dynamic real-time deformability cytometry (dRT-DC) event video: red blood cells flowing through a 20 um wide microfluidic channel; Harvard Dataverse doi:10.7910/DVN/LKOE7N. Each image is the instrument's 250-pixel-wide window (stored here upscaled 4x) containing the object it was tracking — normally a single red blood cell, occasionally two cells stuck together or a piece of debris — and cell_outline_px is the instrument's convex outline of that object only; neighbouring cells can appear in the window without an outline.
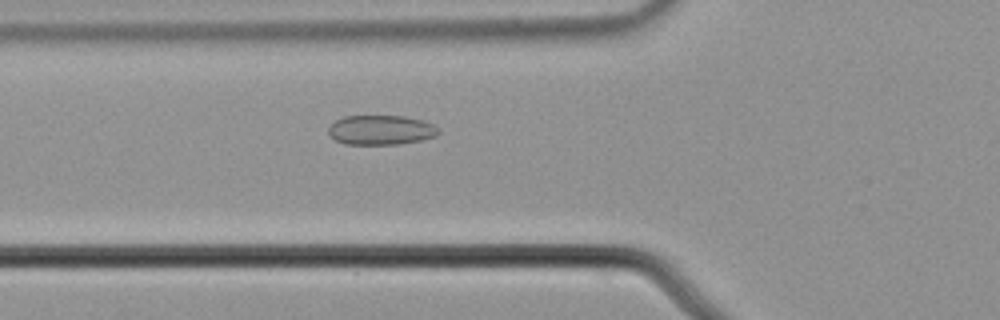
{"species": "common noctule bat (a hibernating species)", "species_latin": "Nyctalus noctula", "temperature_condition": "cold", "stored_images_in_passage": 55, "camera_frame_rate_fps": 3000, "um_per_image_px": 0.085, "animal": {"sex": "male", "body_mass_g": 21.5, "forearm_length_mm": 52.0}, "frame": {"image": 1, "passage_image": 20, "time_ms": 6.333, "image_size_px": [1000, 320], "cell_outline_px": [[440, 132], [436, 136], [420, 140], [400, 144], [344, 144], [336, 140], [328, 132], [328, 128], [336, 120], [344, 116], [404, 116], [420, 120], [432, 124], [440, 128]], "centroid_in_image_um": [32.39, 11.05], "position_along_channel_um": 93.4, "area_um2": 18.9}}
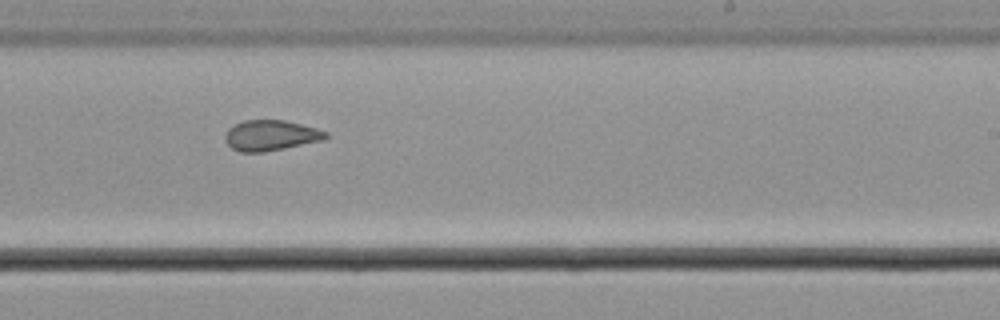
{"frame": {"image": 2, "passage_image": 34, "time_ms": 11.0, "image_size_px": [1000, 320], "cell_outline_px": [[328, 136], [324, 140], [264, 152], [240, 152], [232, 148], [224, 140], [224, 136], [228, 128], [244, 120], [284, 120], [316, 128], [328, 132]], "centroid_in_image_um": [23.0, 11.51], "position_along_channel_um": 266.0, "area_um2": 17.86}}
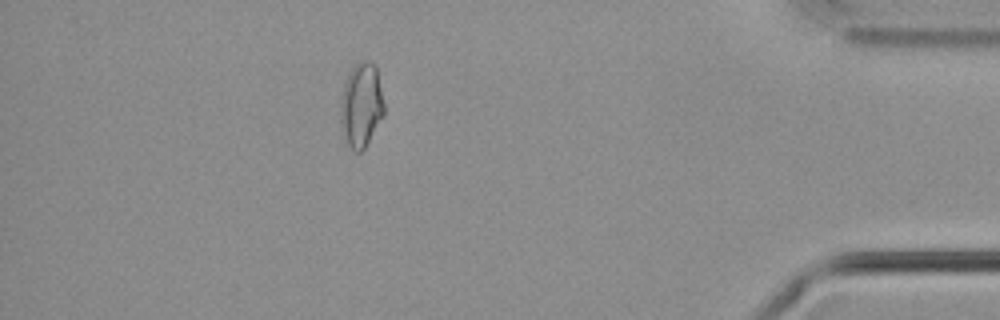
{"frame": {"image": 3, "passage_image": 49, "time_ms": 16.0, "image_size_px": [1000, 320], "cell_outline_px": [[384, 112], [364, 148], [360, 152], [356, 152], [348, 144], [340, 120], [340, 100], [344, 84], [352, 68], [356, 64], [364, 60], [368, 60], [376, 64], [384, 104]], "centroid_in_image_um": [30.7, 8.88], "position_along_channel_um": 404.5, "area_um2": 20.98}, "authors_computed_cell_mechanics": {"area_um2": 19.8832, "velocity_mm_per_s": 3.6868, "shape_relaxation_time_tau1_ms": null, "shape_relaxation_time_tau2_ms": 2.6088, "deformation_change_tau1": null, "deformation_change_tau2": 0.0885}}